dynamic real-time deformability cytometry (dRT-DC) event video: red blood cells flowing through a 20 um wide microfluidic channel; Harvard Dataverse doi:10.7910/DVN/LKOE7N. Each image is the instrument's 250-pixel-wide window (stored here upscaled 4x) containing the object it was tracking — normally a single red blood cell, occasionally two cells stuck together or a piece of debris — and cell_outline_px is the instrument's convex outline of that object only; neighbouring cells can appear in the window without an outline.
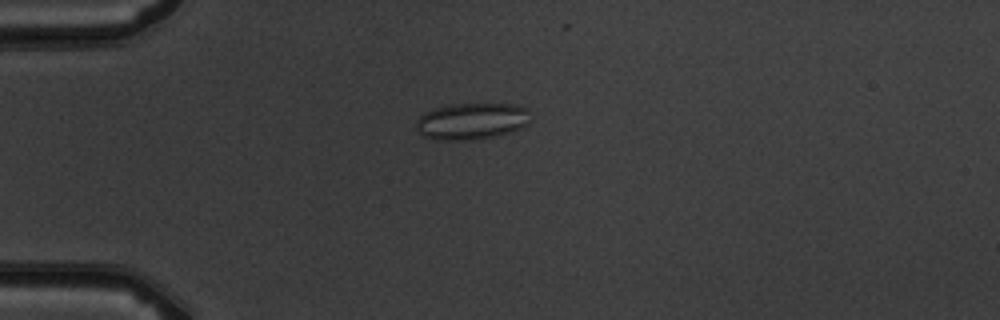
{"species": "common noctule bat (a hibernating species)", "species_latin": "Nyctalus noctula", "temperature_condition": "warm", "stored_images_in_passage": 7, "camera_frame_rate_fps": 3000, "um_per_image_px": 0.085, "animal": {"sex": "male", "body_mass_g": 19.5, "forearm_length_mm": 54.6}, "frame": {"image": 1, "passage_image": 4, "time_ms": 4.667, "image_size_px": [1000, 320], "cell_outline_px": [[528, 124], [512, 132], [472, 140], [436, 140], [424, 136], [416, 128], [416, 120], [424, 112], [448, 104], [516, 104], [524, 108], [528, 112]], "centroid_in_image_um": [40.06, 10.3], "position_along_channel_um": 44.9, "area_um2": 24.28}}
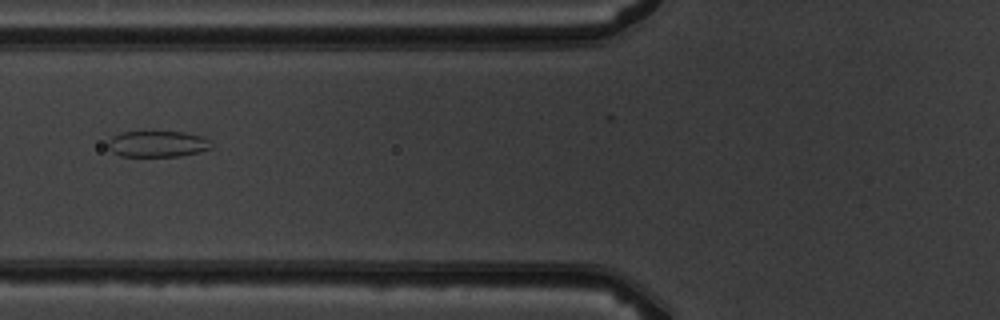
{"frame": {"image": 2, "passage_image": 6, "time_ms": 7.0, "image_size_px": [1000, 320], "cell_outline_px": [[212, 148], [200, 152], [180, 156], [120, 156], [112, 152], [108, 148], [108, 144], [112, 136], [120, 132], [184, 132], [200, 136], [208, 140]], "centroid_in_image_um": [13.36, 12.24], "position_along_channel_um": 112.4, "area_um2": 15.66}}